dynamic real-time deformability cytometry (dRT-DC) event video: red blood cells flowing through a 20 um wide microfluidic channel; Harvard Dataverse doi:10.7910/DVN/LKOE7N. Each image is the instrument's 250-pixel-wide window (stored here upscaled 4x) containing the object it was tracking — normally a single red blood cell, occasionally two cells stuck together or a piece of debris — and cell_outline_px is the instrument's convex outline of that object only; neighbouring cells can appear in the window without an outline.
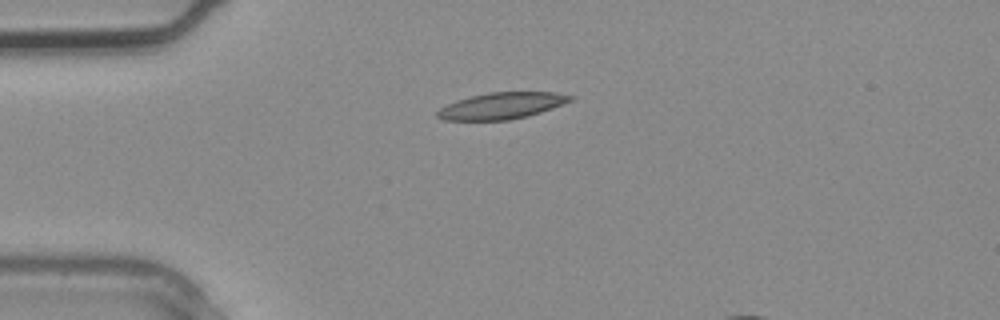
{"species": "common noctule bat (a hibernating species)", "species_latin": "Nyctalus noctula", "temperature_condition": "warm", "stored_images_in_passage": 1, "camera_frame_rate_fps": 3000, "um_per_image_px": 0.085, "animal": {"sex": "male", "body_mass_g": 20.4}, "frame": {"image": 1, "passage_image": 1, "time_ms": 0.0, "image_size_px": [1000, 320], "cell_outline_px": [[576, 96], [572, 100], [564, 104], [528, 116], [508, 120], [444, 120], [436, 116], [436, 112], [440, 108], [456, 100], [488, 92], [556, 92]], "centroid_in_image_um": [42.67, 8.98], "position_along_channel_um": 42.3, "area_um2": 20.52}}